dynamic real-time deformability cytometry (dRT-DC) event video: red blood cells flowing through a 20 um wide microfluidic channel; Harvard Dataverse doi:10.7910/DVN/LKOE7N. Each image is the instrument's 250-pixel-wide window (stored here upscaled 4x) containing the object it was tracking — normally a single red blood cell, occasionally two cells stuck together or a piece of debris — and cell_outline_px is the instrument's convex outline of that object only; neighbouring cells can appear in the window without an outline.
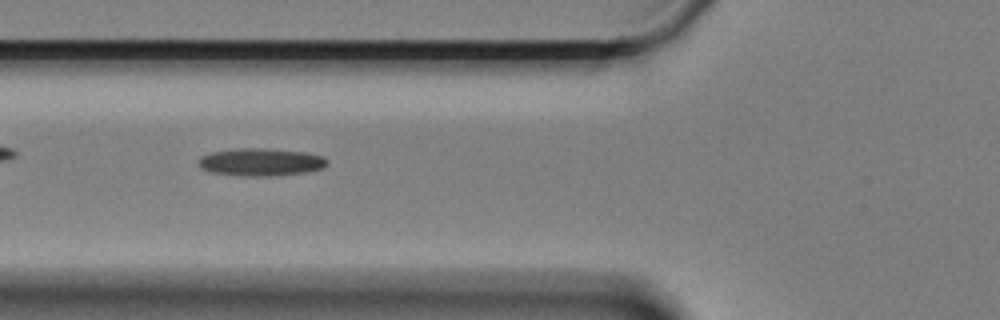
{"species": "Egyptian fruit bat (a non-hibernating species)", "species_latin": "Rousettus aegyptiacus", "temperature_condition": "cold", "stored_images_in_passage": 45, "camera_frame_rate_fps": 3000, "um_per_image_px": 0.085, "animal": {"sex": "female"}, "frame": {"image": 1, "passage_image": 7, "time_ms": 2.0, "image_size_px": [1000, 320], "cell_outline_px": [[328, 164], [324, 168], [304, 172], [276, 176], [240, 176], [208, 172], [200, 168], [196, 164], [200, 156], [212, 152], [236, 148], [260, 148], [304, 152], [324, 156], [328, 160]], "centroid_in_image_um": [22.13, 13.78], "position_along_channel_um": 103.7, "area_um2": 21.04}}
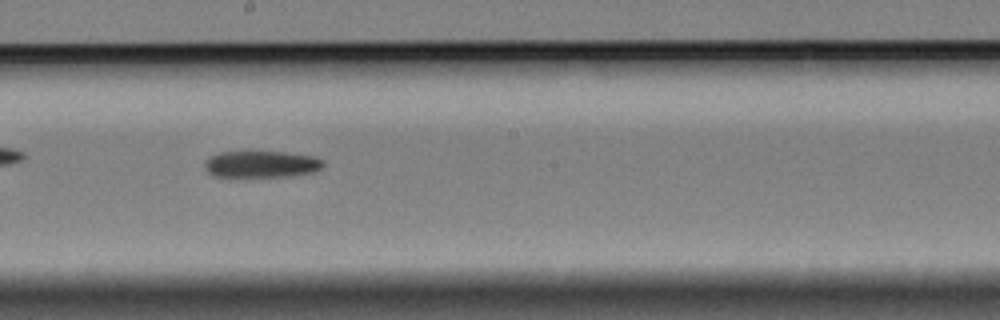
{"frame": {"image": 2, "passage_image": 18, "time_ms": 5.667, "image_size_px": [1000, 320], "cell_outline_px": [[324, 164], [320, 168], [312, 172], [292, 176], [212, 176], [208, 172], [204, 164], [208, 156], [220, 152], [284, 152], [316, 156], [324, 160]], "centroid_in_image_um": [22.23, 13.94], "position_along_channel_um": 226.0, "area_um2": 18.38}}
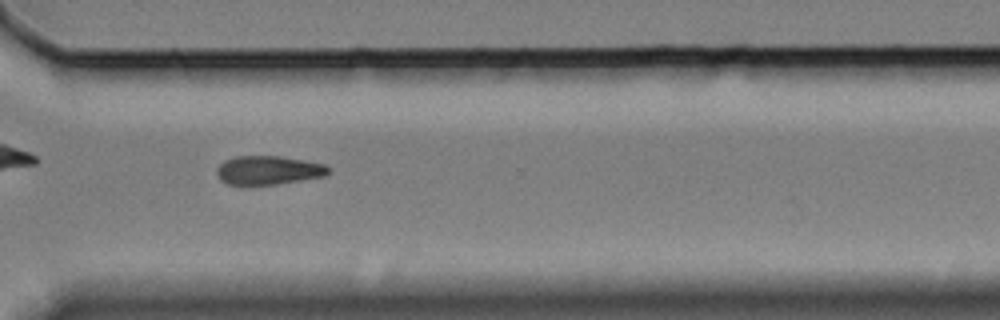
{"frame": {"image": 3, "passage_image": 29, "time_ms": 9.333, "image_size_px": [1000, 320], "cell_outline_px": [[328, 172], [324, 176], [276, 184], [248, 188], [228, 184], [220, 180], [216, 172], [216, 168], [224, 160], [236, 156], [280, 156], [304, 160], [324, 164], [328, 168]], "centroid_in_image_um": [22.71, 14.5], "position_along_channel_um": 347.9, "area_um2": 19.19}, "authors_computed_cell_mechanics": {"area_um2": 19.363, "velocity_mm_per_s": 3.3266, "shape_relaxation_time_tau1_ms": 6.1612, "shape_relaxation_time_tau2_ms": null, "deformation_change_tau1": 0.1162, "deformation_change_tau2": null}}